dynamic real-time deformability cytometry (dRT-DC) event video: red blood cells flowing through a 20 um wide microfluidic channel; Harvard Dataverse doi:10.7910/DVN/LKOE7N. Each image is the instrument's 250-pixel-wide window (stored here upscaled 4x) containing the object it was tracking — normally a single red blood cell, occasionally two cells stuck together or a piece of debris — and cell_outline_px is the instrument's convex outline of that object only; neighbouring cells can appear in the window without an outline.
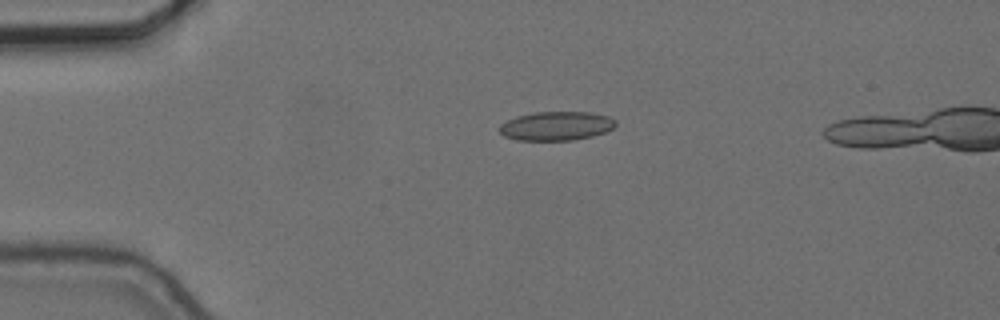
{"species": "common noctule bat (a hibernating species)", "species_latin": "Nyctalus noctula", "temperature_condition": "cold", "stored_images_in_passage": 41, "camera_frame_rate_fps": 3000, "um_per_image_px": 0.085, "animal": {"sex": "female", "body_mass_g": 24.6, "forearm_length_mm": 56.2}, "frame": {"image": 1, "passage_image": 1, "time_ms": 0.0, "image_size_px": [1000, 320], "cell_outline_px": [[616, 124], [612, 128], [604, 132], [592, 136], [572, 140], [516, 140], [504, 136], [500, 132], [500, 124], [516, 116], [532, 112], [592, 112], [608, 116], [616, 120]], "centroid_in_image_um": [47.28, 10.7], "position_along_channel_um": 37.7, "area_um2": 19.59}}
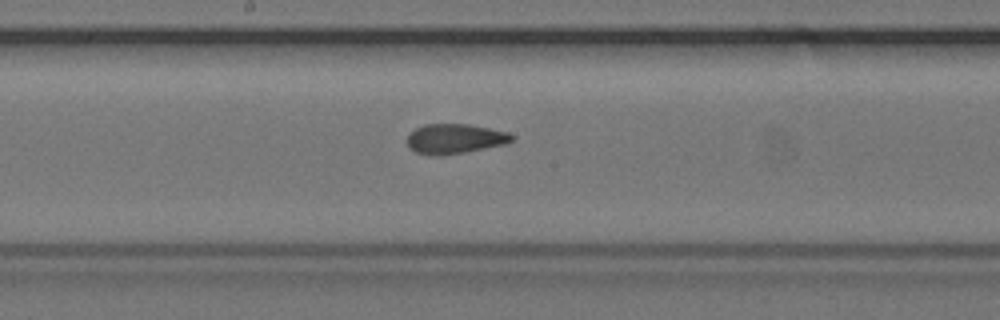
{"frame": {"image": 2, "passage_image": 18, "time_ms": 5.667, "image_size_px": [1000, 320], "cell_outline_px": [[516, 136], [508, 144], [464, 152], [440, 156], [428, 156], [416, 152], [408, 148], [408, 132], [424, 124], [468, 124], [508, 132]], "centroid_in_image_um": [38.65, 11.8], "position_along_channel_um": 209.5, "area_um2": 18.44}}
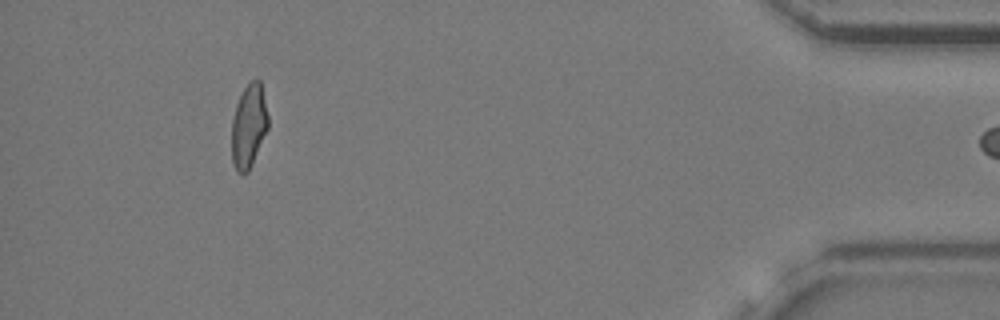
{"frame": {"image": 3, "passage_image": 40, "time_ms": 13.0, "image_size_px": [1000, 320], "cell_outline_px": [[268, 128], [252, 164], [248, 172], [244, 176], [236, 172], [232, 160], [232, 120], [236, 104], [244, 88], [256, 76], [260, 80], [268, 116]], "centroid_in_image_um": [21.14, 10.73], "position_along_channel_um": 414.1, "area_um2": 17.8}}